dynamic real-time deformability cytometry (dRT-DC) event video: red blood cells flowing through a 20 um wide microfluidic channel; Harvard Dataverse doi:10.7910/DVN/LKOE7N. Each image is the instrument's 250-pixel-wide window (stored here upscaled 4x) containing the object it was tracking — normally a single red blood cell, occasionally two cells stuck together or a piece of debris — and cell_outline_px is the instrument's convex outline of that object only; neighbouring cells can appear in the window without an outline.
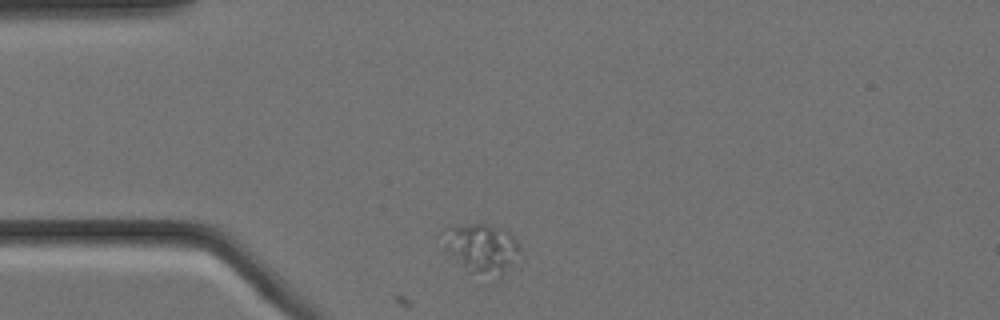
{"species": "Egyptian fruit bat (a non-hibernating species)", "species_latin": "Rousettus aegyptiacus", "temperature_condition": "cold", "stored_images_in_passage": 2, "camera_frame_rate_fps": 3000, "um_per_image_px": 0.085, "animal": {"sex": "female"}, "frame": {"image": 1, "passage_image": 1, "time_ms": 0.0, "image_size_px": [1000, 320], "cell_outline_px": [[520, 252], [500, 280], [496, 280], [468, 272], [444, 248], [436, 236], [436, 232], [440, 228], [468, 224], [488, 224], [504, 228], [516, 240], [520, 248]], "centroid_in_image_um": [40.85, 21.11], "position_along_channel_um": 44.2, "area_um2": 23.24}}